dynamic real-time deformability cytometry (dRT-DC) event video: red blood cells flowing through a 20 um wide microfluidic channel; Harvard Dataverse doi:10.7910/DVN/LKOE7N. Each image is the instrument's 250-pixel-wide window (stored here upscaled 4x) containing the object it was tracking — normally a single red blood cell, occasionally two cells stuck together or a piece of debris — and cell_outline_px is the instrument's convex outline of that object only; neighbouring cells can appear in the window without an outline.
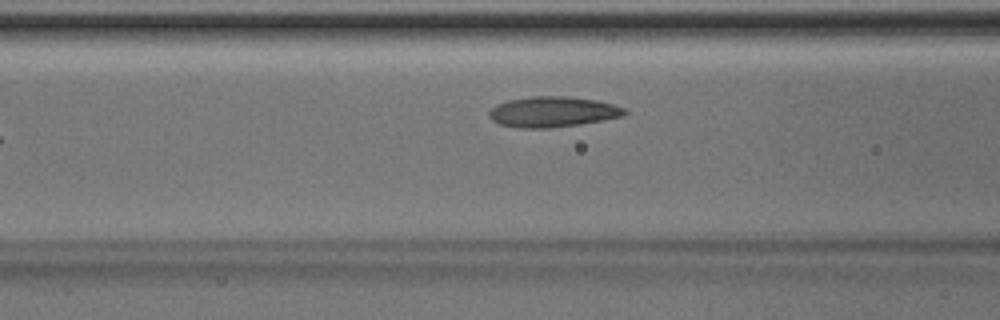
{"species": "Egyptian fruit bat (a non-hibernating species)", "species_latin": "Rousettus aegyptiacus", "temperature_condition": "room temperature", "stored_images_in_passage": 5, "camera_frame_rate_fps": 3000, "um_per_image_px": 0.085, "animal": {"sex": "male"}, "frame": {"image": 1, "passage_image": 5, "time_ms": 1.333, "image_size_px": [1000, 320], "cell_outline_px": [[628, 112], [624, 116], [580, 124], [548, 128], [516, 128], [500, 124], [492, 120], [488, 116], [488, 112], [496, 104], [508, 100], [532, 96], [564, 96], [596, 100], [612, 104], [624, 108]], "centroid_in_image_um": [46.95, 9.51], "position_along_channel_um": 119.6, "area_um2": 24.1}}